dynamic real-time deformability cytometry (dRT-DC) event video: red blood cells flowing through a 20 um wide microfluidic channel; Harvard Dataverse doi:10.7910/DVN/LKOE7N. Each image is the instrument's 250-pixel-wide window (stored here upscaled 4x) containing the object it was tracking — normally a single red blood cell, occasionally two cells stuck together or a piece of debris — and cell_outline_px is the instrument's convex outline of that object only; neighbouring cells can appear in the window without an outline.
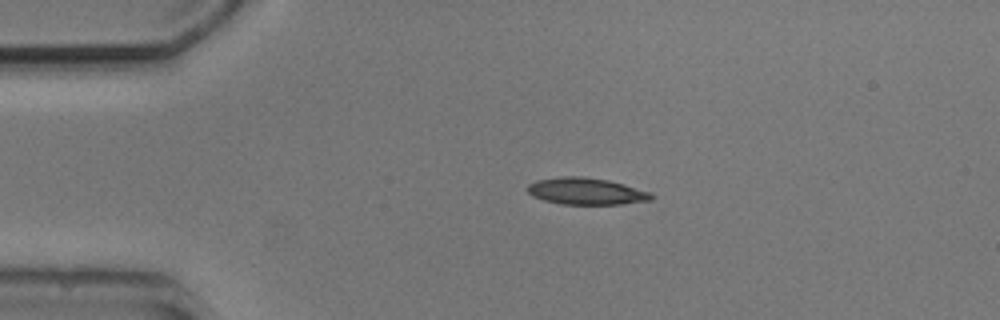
{"species": "common noctule bat (a hibernating species)", "species_latin": "Nyctalus noctula", "temperature_condition": "cold", "stored_images_in_passage": 3, "camera_frame_rate_fps": 3000, "um_per_image_px": 0.085, "animal": {"sex": "male", "body_mass_g": 20.5, "forearm_length_mm": 52.5}, "frame": {"image": 1, "passage_image": 1, "time_ms": 0.0, "image_size_px": [1000, 320], "cell_outline_px": [[652, 200], [620, 204], [560, 204], [544, 200], [532, 196], [528, 192], [528, 184], [536, 180], [560, 176], [580, 176], [608, 180], [624, 184], [652, 192]], "centroid_in_image_um": [49.82, 16.25], "position_along_channel_um": 35.2, "area_um2": 19.36}}